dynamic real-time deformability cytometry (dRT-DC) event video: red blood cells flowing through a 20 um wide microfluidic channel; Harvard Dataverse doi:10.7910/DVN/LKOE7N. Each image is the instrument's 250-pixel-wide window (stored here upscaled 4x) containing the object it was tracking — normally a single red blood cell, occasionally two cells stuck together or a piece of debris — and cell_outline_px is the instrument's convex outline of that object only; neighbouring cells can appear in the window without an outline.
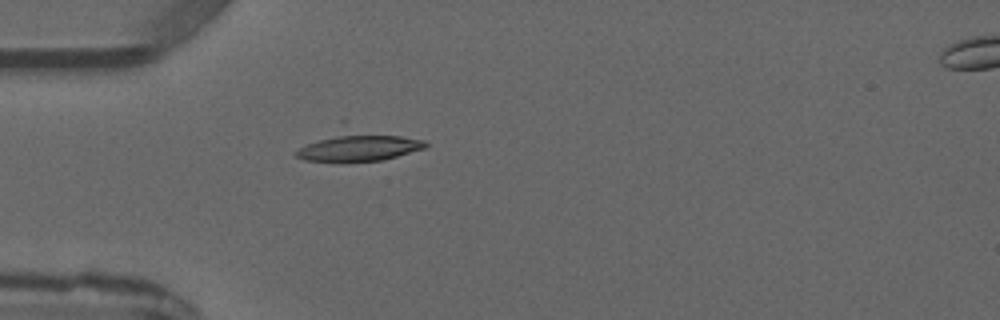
{"species": "common noctule bat (a hibernating species)", "species_latin": "Nyctalus noctula", "temperature_condition": "warm", "stored_images_in_passage": 4, "camera_frame_rate_fps": 3000, "um_per_image_px": 0.085, "animal": {"sex": "male", "forearm_length_mm": 52.5}, "frame": {"image": 1, "passage_image": 3, "time_ms": 2.333, "image_size_px": [1000, 320], "cell_outline_px": [[428, 144], [424, 148], [384, 160], [304, 160], [296, 156], [296, 152], [300, 148], [308, 144], [320, 140], [348, 132], [352, 132], [400, 136], [424, 140]], "centroid_in_image_um": [30.59, 12.52], "position_along_channel_um": 54.4, "area_um2": 19.42}}